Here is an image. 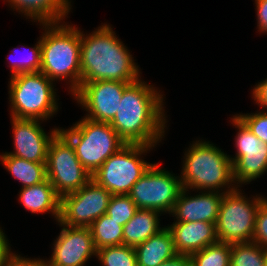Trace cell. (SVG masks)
<instances>
[{
    "label": "cell",
    "instance_id": "obj_17",
    "mask_svg": "<svg viewBox=\"0 0 267 266\" xmlns=\"http://www.w3.org/2000/svg\"><path fill=\"white\" fill-rule=\"evenodd\" d=\"M172 234L174 247L178 254L188 255L218 242L216 223L175 222L167 226Z\"/></svg>",
    "mask_w": 267,
    "mask_h": 266
},
{
    "label": "cell",
    "instance_id": "obj_7",
    "mask_svg": "<svg viewBox=\"0 0 267 266\" xmlns=\"http://www.w3.org/2000/svg\"><path fill=\"white\" fill-rule=\"evenodd\" d=\"M154 146L125 144L92 175V179L112 195H128L132 186L152 165L140 158Z\"/></svg>",
    "mask_w": 267,
    "mask_h": 266
},
{
    "label": "cell",
    "instance_id": "obj_16",
    "mask_svg": "<svg viewBox=\"0 0 267 266\" xmlns=\"http://www.w3.org/2000/svg\"><path fill=\"white\" fill-rule=\"evenodd\" d=\"M183 188L175 202L171 214L176 222H209L216 223L223 194L226 192H202L196 196H186ZM221 193V194H220Z\"/></svg>",
    "mask_w": 267,
    "mask_h": 266
},
{
    "label": "cell",
    "instance_id": "obj_15",
    "mask_svg": "<svg viewBox=\"0 0 267 266\" xmlns=\"http://www.w3.org/2000/svg\"><path fill=\"white\" fill-rule=\"evenodd\" d=\"M11 122L15 151L6 154L27 161L46 163L49 144L60 129H52L49 135L40 126L39 120L12 117Z\"/></svg>",
    "mask_w": 267,
    "mask_h": 266
},
{
    "label": "cell",
    "instance_id": "obj_2",
    "mask_svg": "<svg viewBox=\"0 0 267 266\" xmlns=\"http://www.w3.org/2000/svg\"><path fill=\"white\" fill-rule=\"evenodd\" d=\"M84 35L80 30L81 83L100 80L133 83L140 79L132 55L109 25Z\"/></svg>",
    "mask_w": 267,
    "mask_h": 266
},
{
    "label": "cell",
    "instance_id": "obj_33",
    "mask_svg": "<svg viewBox=\"0 0 267 266\" xmlns=\"http://www.w3.org/2000/svg\"><path fill=\"white\" fill-rule=\"evenodd\" d=\"M5 234L0 228V266L6 265L10 260L14 253H11L10 246L7 242Z\"/></svg>",
    "mask_w": 267,
    "mask_h": 266
},
{
    "label": "cell",
    "instance_id": "obj_4",
    "mask_svg": "<svg viewBox=\"0 0 267 266\" xmlns=\"http://www.w3.org/2000/svg\"><path fill=\"white\" fill-rule=\"evenodd\" d=\"M182 176L183 188L205 189L219 192L227 185L230 191L237 187L233 179V166L230 157L210 142L196 141L185 154ZM234 185V187H230Z\"/></svg>",
    "mask_w": 267,
    "mask_h": 266
},
{
    "label": "cell",
    "instance_id": "obj_13",
    "mask_svg": "<svg viewBox=\"0 0 267 266\" xmlns=\"http://www.w3.org/2000/svg\"><path fill=\"white\" fill-rule=\"evenodd\" d=\"M129 84L109 80L80 83V88L72 95L88 111L86 118L110 123L116 115L124 89Z\"/></svg>",
    "mask_w": 267,
    "mask_h": 266
},
{
    "label": "cell",
    "instance_id": "obj_10",
    "mask_svg": "<svg viewBox=\"0 0 267 266\" xmlns=\"http://www.w3.org/2000/svg\"><path fill=\"white\" fill-rule=\"evenodd\" d=\"M160 164H152L132 186L128 194L138 209H153L171 213L183 189L180 177H176Z\"/></svg>",
    "mask_w": 267,
    "mask_h": 266
},
{
    "label": "cell",
    "instance_id": "obj_31",
    "mask_svg": "<svg viewBox=\"0 0 267 266\" xmlns=\"http://www.w3.org/2000/svg\"><path fill=\"white\" fill-rule=\"evenodd\" d=\"M259 32L267 33V0H255Z\"/></svg>",
    "mask_w": 267,
    "mask_h": 266
},
{
    "label": "cell",
    "instance_id": "obj_6",
    "mask_svg": "<svg viewBox=\"0 0 267 266\" xmlns=\"http://www.w3.org/2000/svg\"><path fill=\"white\" fill-rule=\"evenodd\" d=\"M9 98L11 117L47 120L58 110L52 80L42 72L19 73L11 76Z\"/></svg>",
    "mask_w": 267,
    "mask_h": 266
},
{
    "label": "cell",
    "instance_id": "obj_1",
    "mask_svg": "<svg viewBox=\"0 0 267 266\" xmlns=\"http://www.w3.org/2000/svg\"><path fill=\"white\" fill-rule=\"evenodd\" d=\"M142 80L130 83L110 125L126 144L155 146L164 136L163 95Z\"/></svg>",
    "mask_w": 267,
    "mask_h": 266
},
{
    "label": "cell",
    "instance_id": "obj_30",
    "mask_svg": "<svg viewBox=\"0 0 267 266\" xmlns=\"http://www.w3.org/2000/svg\"><path fill=\"white\" fill-rule=\"evenodd\" d=\"M252 241L267 250V198L257 210Z\"/></svg>",
    "mask_w": 267,
    "mask_h": 266
},
{
    "label": "cell",
    "instance_id": "obj_20",
    "mask_svg": "<svg viewBox=\"0 0 267 266\" xmlns=\"http://www.w3.org/2000/svg\"><path fill=\"white\" fill-rule=\"evenodd\" d=\"M19 199L24 208L30 212L45 213L49 211L59 221L60 197L48 179L33 186L23 187Z\"/></svg>",
    "mask_w": 267,
    "mask_h": 266
},
{
    "label": "cell",
    "instance_id": "obj_22",
    "mask_svg": "<svg viewBox=\"0 0 267 266\" xmlns=\"http://www.w3.org/2000/svg\"><path fill=\"white\" fill-rule=\"evenodd\" d=\"M3 166L23 187L39 184L47 179L46 163L27 161L4 153L0 156Z\"/></svg>",
    "mask_w": 267,
    "mask_h": 266
},
{
    "label": "cell",
    "instance_id": "obj_35",
    "mask_svg": "<svg viewBox=\"0 0 267 266\" xmlns=\"http://www.w3.org/2000/svg\"><path fill=\"white\" fill-rule=\"evenodd\" d=\"M20 266H48V264L42 259H25L20 256Z\"/></svg>",
    "mask_w": 267,
    "mask_h": 266
},
{
    "label": "cell",
    "instance_id": "obj_27",
    "mask_svg": "<svg viewBox=\"0 0 267 266\" xmlns=\"http://www.w3.org/2000/svg\"><path fill=\"white\" fill-rule=\"evenodd\" d=\"M138 207L129 195H112L106 214L124 226L136 213Z\"/></svg>",
    "mask_w": 267,
    "mask_h": 266
},
{
    "label": "cell",
    "instance_id": "obj_32",
    "mask_svg": "<svg viewBox=\"0 0 267 266\" xmlns=\"http://www.w3.org/2000/svg\"><path fill=\"white\" fill-rule=\"evenodd\" d=\"M253 98L254 101H256L258 105L263 106L264 108H267V78L266 80L258 83L253 91Z\"/></svg>",
    "mask_w": 267,
    "mask_h": 266
},
{
    "label": "cell",
    "instance_id": "obj_8",
    "mask_svg": "<svg viewBox=\"0 0 267 266\" xmlns=\"http://www.w3.org/2000/svg\"><path fill=\"white\" fill-rule=\"evenodd\" d=\"M238 186L223 194L216 222L219 242L233 244L251 242L253 239L256 213L266 198L256 195L253 200H248L240 193Z\"/></svg>",
    "mask_w": 267,
    "mask_h": 266
},
{
    "label": "cell",
    "instance_id": "obj_3",
    "mask_svg": "<svg viewBox=\"0 0 267 266\" xmlns=\"http://www.w3.org/2000/svg\"><path fill=\"white\" fill-rule=\"evenodd\" d=\"M59 24L42 25L46 30L40 38V72L53 82L55 79L70 78V92L74 94L81 83L80 30L74 26Z\"/></svg>",
    "mask_w": 267,
    "mask_h": 266
},
{
    "label": "cell",
    "instance_id": "obj_14",
    "mask_svg": "<svg viewBox=\"0 0 267 266\" xmlns=\"http://www.w3.org/2000/svg\"><path fill=\"white\" fill-rule=\"evenodd\" d=\"M59 225L63 228L55 240L48 266H84L92 255L96 256L90 228Z\"/></svg>",
    "mask_w": 267,
    "mask_h": 266
},
{
    "label": "cell",
    "instance_id": "obj_23",
    "mask_svg": "<svg viewBox=\"0 0 267 266\" xmlns=\"http://www.w3.org/2000/svg\"><path fill=\"white\" fill-rule=\"evenodd\" d=\"M89 228L96 250L107 246L123 245V226L107 214L96 219Z\"/></svg>",
    "mask_w": 267,
    "mask_h": 266
},
{
    "label": "cell",
    "instance_id": "obj_5",
    "mask_svg": "<svg viewBox=\"0 0 267 266\" xmlns=\"http://www.w3.org/2000/svg\"><path fill=\"white\" fill-rule=\"evenodd\" d=\"M60 132L71 142L78 160L91 175L126 144L110 123L86 117L70 129H60Z\"/></svg>",
    "mask_w": 267,
    "mask_h": 266
},
{
    "label": "cell",
    "instance_id": "obj_36",
    "mask_svg": "<svg viewBox=\"0 0 267 266\" xmlns=\"http://www.w3.org/2000/svg\"><path fill=\"white\" fill-rule=\"evenodd\" d=\"M4 266H20V255L14 254L11 260Z\"/></svg>",
    "mask_w": 267,
    "mask_h": 266
},
{
    "label": "cell",
    "instance_id": "obj_25",
    "mask_svg": "<svg viewBox=\"0 0 267 266\" xmlns=\"http://www.w3.org/2000/svg\"><path fill=\"white\" fill-rule=\"evenodd\" d=\"M267 250L251 242L231 244L230 266H265Z\"/></svg>",
    "mask_w": 267,
    "mask_h": 266
},
{
    "label": "cell",
    "instance_id": "obj_12",
    "mask_svg": "<svg viewBox=\"0 0 267 266\" xmlns=\"http://www.w3.org/2000/svg\"><path fill=\"white\" fill-rule=\"evenodd\" d=\"M231 120L239 130L235 138L237 153L234 158H230L233 179L236 184H245L267 171V144L254 135L236 115Z\"/></svg>",
    "mask_w": 267,
    "mask_h": 266
},
{
    "label": "cell",
    "instance_id": "obj_24",
    "mask_svg": "<svg viewBox=\"0 0 267 266\" xmlns=\"http://www.w3.org/2000/svg\"><path fill=\"white\" fill-rule=\"evenodd\" d=\"M191 266H230L231 244L216 242L189 256Z\"/></svg>",
    "mask_w": 267,
    "mask_h": 266
},
{
    "label": "cell",
    "instance_id": "obj_21",
    "mask_svg": "<svg viewBox=\"0 0 267 266\" xmlns=\"http://www.w3.org/2000/svg\"><path fill=\"white\" fill-rule=\"evenodd\" d=\"M160 213L153 209H138L123 226V244L135 248L162 230L158 218Z\"/></svg>",
    "mask_w": 267,
    "mask_h": 266
},
{
    "label": "cell",
    "instance_id": "obj_26",
    "mask_svg": "<svg viewBox=\"0 0 267 266\" xmlns=\"http://www.w3.org/2000/svg\"><path fill=\"white\" fill-rule=\"evenodd\" d=\"M96 256L103 266H137L135 248L124 244L100 248Z\"/></svg>",
    "mask_w": 267,
    "mask_h": 266
},
{
    "label": "cell",
    "instance_id": "obj_18",
    "mask_svg": "<svg viewBox=\"0 0 267 266\" xmlns=\"http://www.w3.org/2000/svg\"><path fill=\"white\" fill-rule=\"evenodd\" d=\"M11 8L41 24L60 23L69 10L68 0H7Z\"/></svg>",
    "mask_w": 267,
    "mask_h": 266
},
{
    "label": "cell",
    "instance_id": "obj_9",
    "mask_svg": "<svg viewBox=\"0 0 267 266\" xmlns=\"http://www.w3.org/2000/svg\"><path fill=\"white\" fill-rule=\"evenodd\" d=\"M46 172L47 179L60 198L79 190L92 179L78 160L73 145L60 131L49 144Z\"/></svg>",
    "mask_w": 267,
    "mask_h": 266
},
{
    "label": "cell",
    "instance_id": "obj_11",
    "mask_svg": "<svg viewBox=\"0 0 267 266\" xmlns=\"http://www.w3.org/2000/svg\"><path fill=\"white\" fill-rule=\"evenodd\" d=\"M112 194L93 179L79 190L60 198L58 223L72 227H87L106 214Z\"/></svg>",
    "mask_w": 267,
    "mask_h": 266
},
{
    "label": "cell",
    "instance_id": "obj_19",
    "mask_svg": "<svg viewBox=\"0 0 267 266\" xmlns=\"http://www.w3.org/2000/svg\"><path fill=\"white\" fill-rule=\"evenodd\" d=\"M135 252L137 266H159L178 254L172 234L167 227H163L157 234L136 246Z\"/></svg>",
    "mask_w": 267,
    "mask_h": 266
},
{
    "label": "cell",
    "instance_id": "obj_34",
    "mask_svg": "<svg viewBox=\"0 0 267 266\" xmlns=\"http://www.w3.org/2000/svg\"><path fill=\"white\" fill-rule=\"evenodd\" d=\"M159 266H191L188 255L177 254L175 257L164 261Z\"/></svg>",
    "mask_w": 267,
    "mask_h": 266
},
{
    "label": "cell",
    "instance_id": "obj_29",
    "mask_svg": "<svg viewBox=\"0 0 267 266\" xmlns=\"http://www.w3.org/2000/svg\"><path fill=\"white\" fill-rule=\"evenodd\" d=\"M248 129L263 143L267 144V112L236 115Z\"/></svg>",
    "mask_w": 267,
    "mask_h": 266
},
{
    "label": "cell",
    "instance_id": "obj_28",
    "mask_svg": "<svg viewBox=\"0 0 267 266\" xmlns=\"http://www.w3.org/2000/svg\"><path fill=\"white\" fill-rule=\"evenodd\" d=\"M29 55L22 60L11 61L12 75L19 73L39 72L41 69V44L40 40L34 48L29 50Z\"/></svg>",
    "mask_w": 267,
    "mask_h": 266
}]
</instances>
